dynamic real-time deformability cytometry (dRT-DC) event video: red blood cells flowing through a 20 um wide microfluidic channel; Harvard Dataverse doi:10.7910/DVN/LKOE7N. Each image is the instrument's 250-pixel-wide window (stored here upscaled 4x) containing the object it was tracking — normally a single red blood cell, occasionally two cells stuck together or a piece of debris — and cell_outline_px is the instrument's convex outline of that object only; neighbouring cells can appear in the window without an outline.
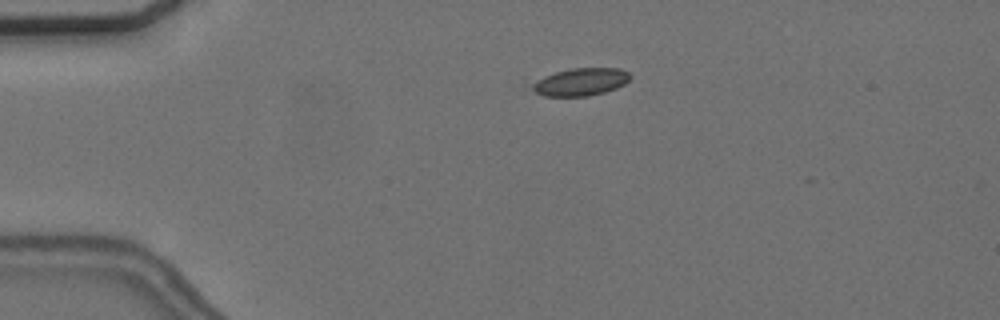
{"species": "common noctule bat (a hibernating species)", "species_latin": "Nyctalus noctula", "temperature_condition": "cold", "stored_images_in_passage": 7, "camera_frame_rate_fps": 3000, "um_per_image_px": 0.085, "animal": {"sex": "female", "body_mass_g": 24.6, "forearm_length_mm": 56.2}, "frame": {"image": 1, "passage_image": 2, "time_ms": 0.333, "image_size_px": [1000, 320], "cell_outline_px": [[632, 76], [624, 84], [616, 88], [604, 92], [588, 96], [544, 96], [524, 88], [520, 84], [556, 72], [572, 68], [620, 68], [628, 72]], "centroid_in_image_um": [49.17, 6.97], "position_along_channel_um": 35.8, "area_um2": 16.42}}